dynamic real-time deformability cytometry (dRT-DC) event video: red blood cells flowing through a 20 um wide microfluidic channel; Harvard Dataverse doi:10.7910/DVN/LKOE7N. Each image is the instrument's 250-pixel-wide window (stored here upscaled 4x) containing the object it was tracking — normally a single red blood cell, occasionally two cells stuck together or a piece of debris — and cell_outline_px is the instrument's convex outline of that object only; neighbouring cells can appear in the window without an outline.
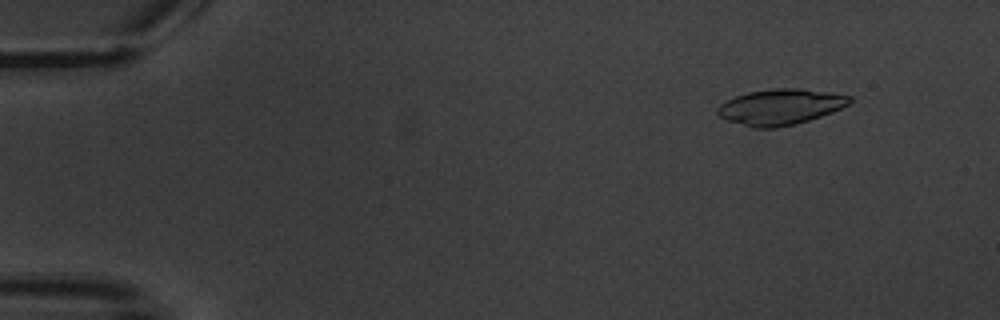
{"species": "common noctule bat (a hibernating species)", "species_latin": "Nyctalus noctula", "temperature_condition": "warm", "stored_images_in_passage": 3, "camera_frame_rate_fps": 3000, "um_per_image_px": 0.085, "animal": {"sex": "male", "body_mass_g": 20.1, "forearm_length_mm": 53.5}, "frame": {"image": 1, "passage_image": 1, "time_ms": 0.0, "image_size_px": [1000, 320], "cell_outline_px": [[852, 100], [848, 104], [832, 112], [808, 120], [776, 128], [752, 128], [728, 120], [720, 116], [716, 112], [716, 108], [720, 104], [736, 96], [748, 92], [776, 88], [796, 88], [832, 92], [852, 96]], "centroid_in_image_um": [66.33, 9.08], "position_along_channel_um": 18.7, "area_um2": 27.34}}